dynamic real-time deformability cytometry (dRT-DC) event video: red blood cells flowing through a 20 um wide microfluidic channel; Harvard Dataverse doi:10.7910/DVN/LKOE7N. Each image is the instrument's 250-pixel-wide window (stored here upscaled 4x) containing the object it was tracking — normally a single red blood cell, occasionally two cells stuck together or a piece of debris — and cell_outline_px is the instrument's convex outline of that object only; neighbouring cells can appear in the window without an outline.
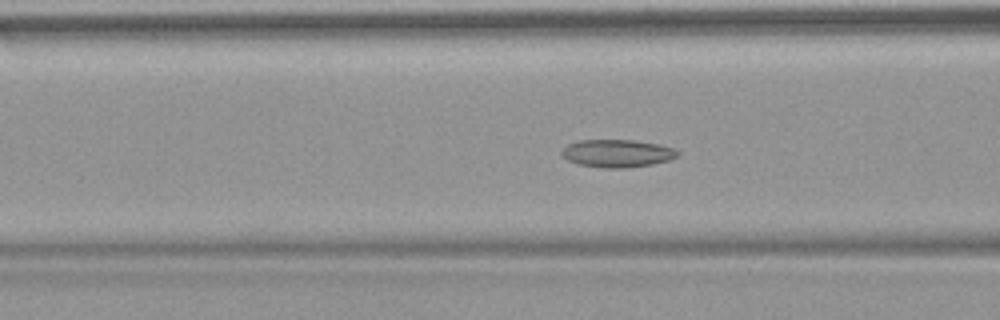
{"species": "common noctule bat (a hibernating species)", "species_latin": "Nyctalus noctula", "temperature_condition": "warm", "stored_images_in_passage": 53, "camera_frame_rate_fps": 3000, "um_per_image_px": 0.085, "animal": {"sex": "female", "body_mass_g": 18.4}, "frame": {"image": 1, "passage_image": 21, "time_ms": 6.667, "image_size_px": [1000, 320], "cell_outline_px": [[680, 152], [676, 156], [668, 160], [652, 164], [624, 168], [608, 168], [576, 164], [560, 156], [560, 152], [568, 144], [580, 140], [636, 140], [660, 144], [672, 148]], "centroid_in_image_um": [52.43, 13.03], "position_along_channel_um": 114.2, "area_um2": 18.73}}
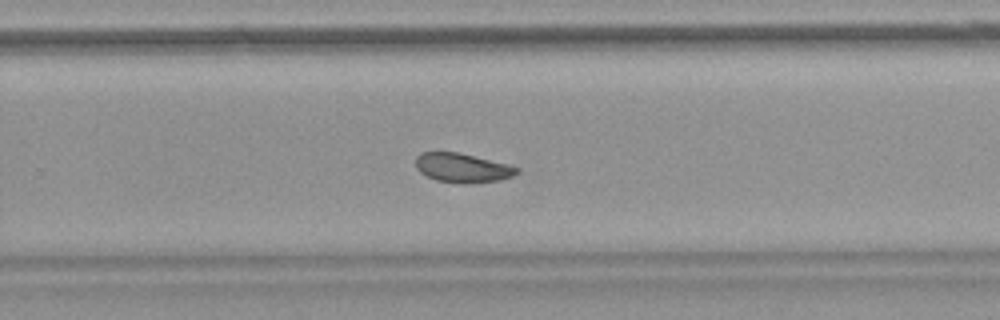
{"frame": {"image": 2, "passage_image": 35, "time_ms": 11.333, "image_size_px": [1000, 320], "cell_outline_px": [[520, 172], [512, 176], [500, 180], [460, 184], [436, 180], [420, 172], [416, 168], [416, 156], [420, 152], [460, 152], [520, 168]], "centroid_in_image_um": [39.28, 14.26], "position_along_channel_um": 290.5, "area_um2": 17.17}}
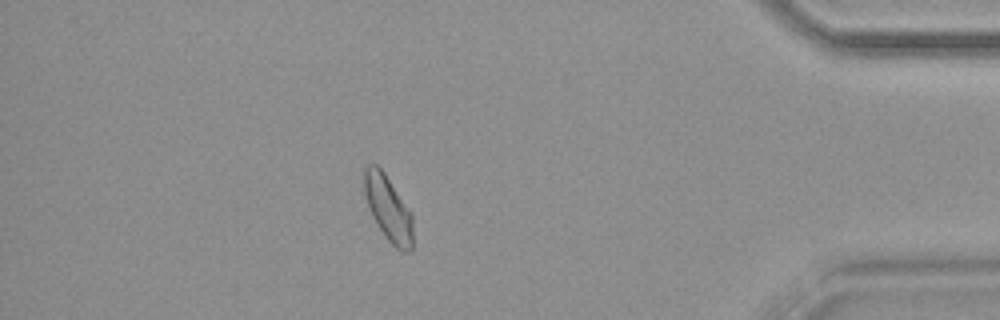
{"frame": {"image": 3, "passage_image": 47, "time_ms": 15.333, "image_size_px": [1000, 320], "cell_outline_px": [[412, 248], [408, 252], [400, 252], [388, 240], [372, 216], [368, 208], [364, 192], [364, 168], [368, 164], [376, 164], [384, 172], [412, 216]], "centroid_in_image_um": [32.97, 17.72], "position_along_channel_um": 402.2, "area_um2": 18.15}, "authors_computed_cell_mechanics": {"area_um2": 18.6694, "velocity_mm_per_s": 3.7883, "shape_relaxation_time_tau1_ms": null, "shape_relaxation_time_tau2_ms": 2.0175, "deformation_change_tau1": null, "deformation_change_tau2": 0.0699}}